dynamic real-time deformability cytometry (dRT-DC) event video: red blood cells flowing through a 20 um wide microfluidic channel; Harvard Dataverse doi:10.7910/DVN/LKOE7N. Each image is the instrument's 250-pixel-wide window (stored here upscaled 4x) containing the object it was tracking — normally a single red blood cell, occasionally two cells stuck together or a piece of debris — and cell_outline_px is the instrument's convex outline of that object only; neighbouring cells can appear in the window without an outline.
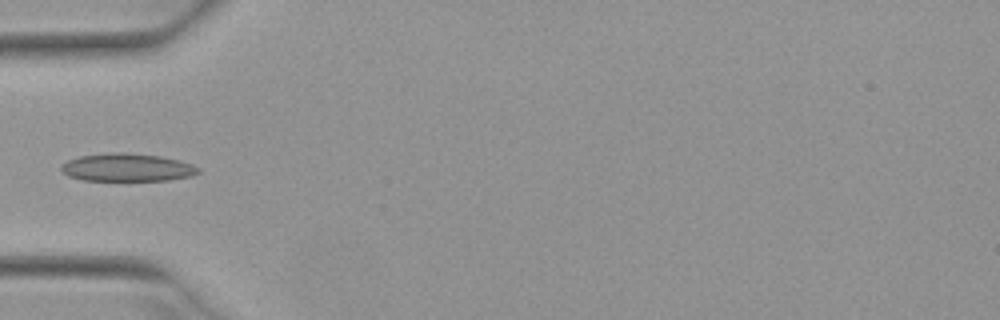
{"species": "Egyptian fruit bat (a non-hibernating species)", "species_latin": "Rousettus aegyptiacus", "temperature_condition": "warm", "stored_images_in_passage": 35, "camera_frame_rate_fps": 3000, "um_per_image_px": 0.085, "animal": {"sex": "female"}, "frame": {"image": 1, "passage_image": 1, "time_ms": 0.0, "image_size_px": [1000, 320], "cell_outline_px": [[200, 172], [192, 176], [168, 180], [84, 180], [68, 176], [60, 168], [60, 164], [68, 160], [80, 156], [112, 152], [120, 152], [160, 156], [180, 160], [192, 164], [200, 168]], "centroid_in_image_um": [10.82, 14.23], "position_along_channel_um": 74.2, "area_um2": 22.25}}
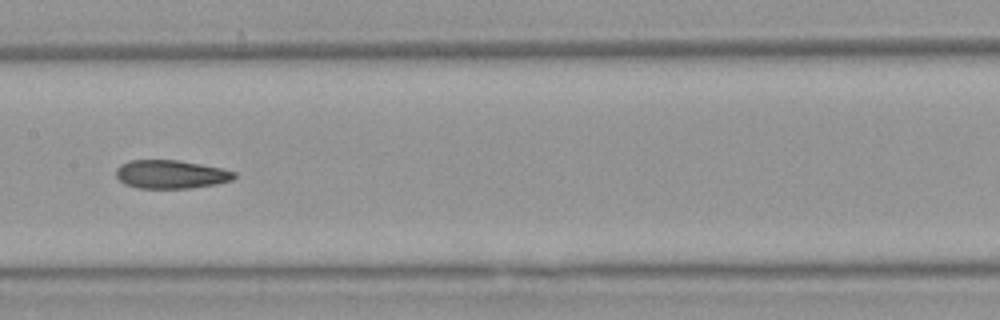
{"frame": {"image": 2, "passage_image": 10, "time_ms": 3.0, "image_size_px": [1000, 320], "cell_outline_px": [[236, 176], [232, 180], [216, 184], [192, 188], [136, 188], [124, 184], [116, 176], [116, 168], [120, 164], [128, 160], [180, 160], [224, 168], [236, 172]], "centroid_in_image_um": [14.53, 14.81], "position_along_channel_um": 192.9, "area_um2": 19.88}}
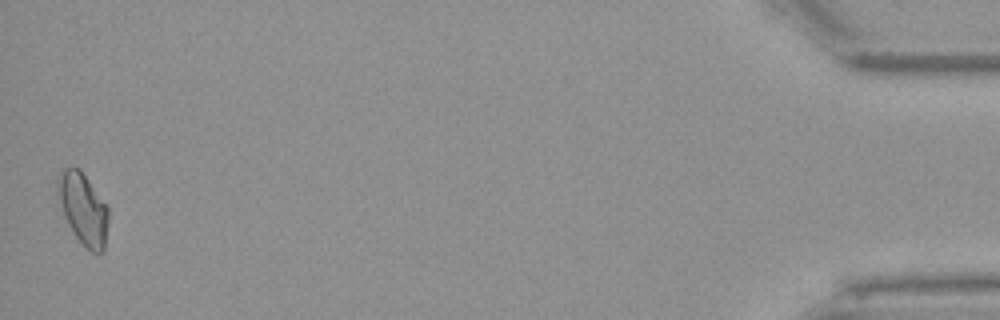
{"frame": {"image": 3, "passage_image": 35, "time_ms": 11.333, "image_size_px": [1000, 320], "cell_outline_px": [[108, 220], [104, 252], [92, 252], [76, 236], [64, 216], [56, 192], [56, 184], [60, 172], [64, 168], [72, 164], [80, 168], [108, 208]], "centroid_in_image_um": [7.04, 17.68], "position_along_channel_um": 428.2, "area_um2": 20.98}}